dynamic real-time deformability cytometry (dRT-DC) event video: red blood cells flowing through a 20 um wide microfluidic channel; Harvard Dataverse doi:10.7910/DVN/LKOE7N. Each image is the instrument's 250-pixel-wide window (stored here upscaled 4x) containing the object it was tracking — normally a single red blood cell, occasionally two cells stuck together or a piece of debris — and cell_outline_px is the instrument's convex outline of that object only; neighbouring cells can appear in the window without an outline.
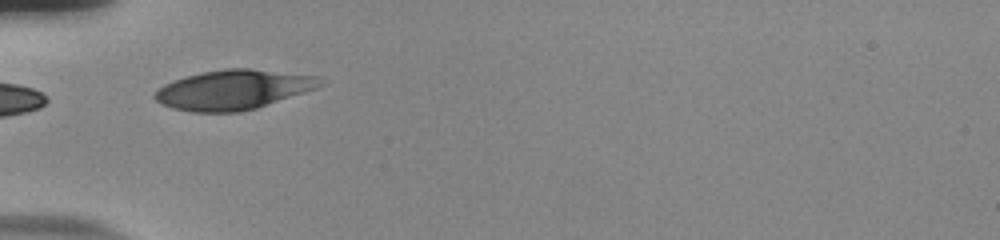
{"species": "human", "species_latin": "Homo sapiens", "temperature_condition": "room temperature", "stored_images_in_passage": 4, "camera_frame_rate_fps": 3000, "um_per_image_px": 0.085, "donor": {"sex": "male"}, "frame": {"image": 1, "passage_image": 1, "time_ms": 0.0, "image_size_px": [1000, 240], "cell_outline_px": [[324, 84], [316, 88], [256, 108], [240, 112], [192, 112], [172, 108], [156, 100], [152, 96], [164, 84], [184, 76], [200, 72], [224, 68], [248, 68], [320, 76]], "centroid_in_image_um": [19.83, 7.61], "position_along_channel_um": 65.2, "area_um2": 38.15}}